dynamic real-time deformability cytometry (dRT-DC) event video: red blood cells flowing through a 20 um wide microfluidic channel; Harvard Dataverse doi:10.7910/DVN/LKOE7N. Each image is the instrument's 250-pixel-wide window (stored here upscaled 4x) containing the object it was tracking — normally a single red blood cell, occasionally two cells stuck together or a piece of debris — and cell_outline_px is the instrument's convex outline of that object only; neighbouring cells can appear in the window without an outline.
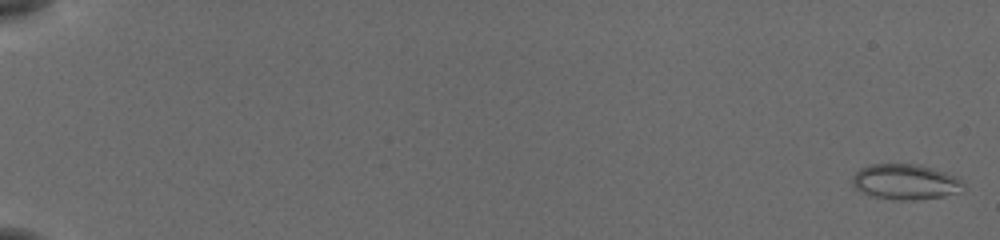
{"species": "common noctule bat (a hibernating species)", "species_latin": "Nyctalus noctula", "temperature_condition": "cold", "stored_images_in_passage": 47, "camera_frame_rate_fps": 3000, "um_per_image_px": 0.085, "animal": {"sex": "female", "body_mass_g": 19.5, "forearm_length_mm": 54.1}, "frame": {"image": 1, "passage_image": 2, "time_ms": 0.333, "image_size_px": [1000, 240], "cell_outline_px": [[964, 184], [960, 192], [944, 196], [912, 200], [900, 200], [876, 196], [864, 192], [856, 188], [852, 184], [852, 176], [860, 168], [872, 164], [920, 164], [956, 176]], "centroid_in_image_um": [76.97, 15.44], "position_along_channel_um": 8.0, "area_um2": 22.66}}
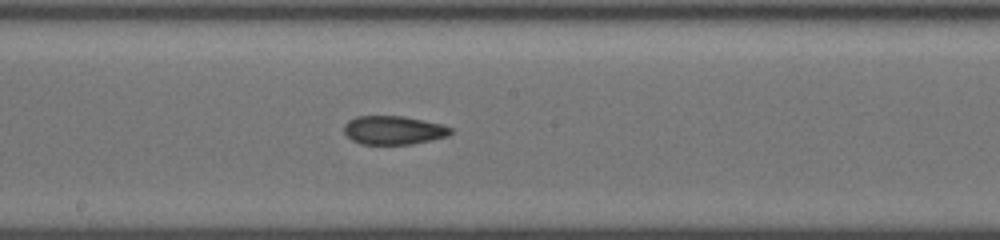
{"frame": {"image": 2, "passage_image": 34, "time_ms": 11.0, "image_size_px": [1000, 240], "cell_outline_px": [[452, 132], [448, 136], [432, 140], [412, 144], [360, 144], [352, 140], [344, 132], [344, 124], [348, 120], [356, 116], [404, 116], [440, 124], [452, 128]], "centroid_in_image_um": [33.43, 11.07], "position_along_channel_um": 214.8, "area_um2": 17.8}}
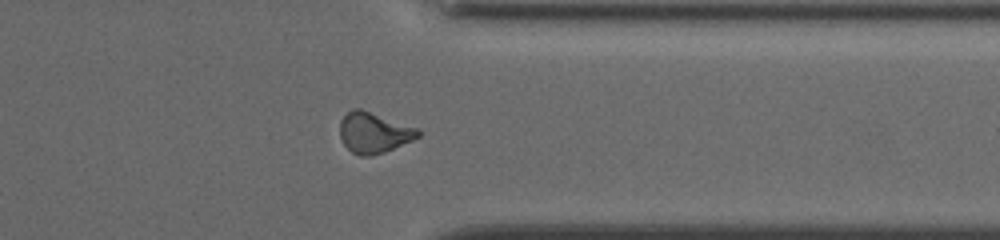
{"frame": {"image": 3, "passage_image": 47, "time_ms": 15.333, "image_size_px": [1000, 240], "cell_outline_px": [[420, 136], [412, 140], [384, 152], [372, 156], [360, 156], [352, 152], [344, 144], [340, 136], [340, 120], [352, 108], [360, 108], [420, 128]], "centroid_in_image_um": [31.79, 11.26], "position_along_channel_um": 379.6, "area_um2": 18.61}, "authors_computed_cell_mechanics": {"area_um2": 18.8428, "velocity_mm_per_s": 3.8377, "shape_relaxation_time_tau1_ms": null, "shape_relaxation_time_tau2_ms": 2.1097, "deformation_change_tau1": null, "deformation_change_tau2": 0.0939}}